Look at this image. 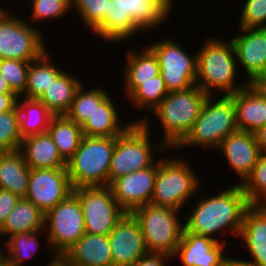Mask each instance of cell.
Segmentation results:
<instances>
[{"label":"cell","instance_id":"cell-4","mask_svg":"<svg viewBox=\"0 0 266 266\" xmlns=\"http://www.w3.org/2000/svg\"><path fill=\"white\" fill-rule=\"evenodd\" d=\"M208 95L196 84L187 90L170 91L152 110L163 128L161 142L174 149L191 131Z\"/></svg>","mask_w":266,"mask_h":266},{"label":"cell","instance_id":"cell-30","mask_svg":"<svg viewBox=\"0 0 266 266\" xmlns=\"http://www.w3.org/2000/svg\"><path fill=\"white\" fill-rule=\"evenodd\" d=\"M44 233H46L45 228L8 237L4 243H1L5 247H0V261L6 266H24V261L31 260L37 252H40L38 250L41 244L38 238L39 234Z\"/></svg>","mask_w":266,"mask_h":266},{"label":"cell","instance_id":"cell-33","mask_svg":"<svg viewBox=\"0 0 266 266\" xmlns=\"http://www.w3.org/2000/svg\"><path fill=\"white\" fill-rule=\"evenodd\" d=\"M125 56L123 81H148L160 74L158 58L149 47L139 51L130 48Z\"/></svg>","mask_w":266,"mask_h":266},{"label":"cell","instance_id":"cell-32","mask_svg":"<svg viewBox=\"0 0 266 266\" xmlns=\"http://www.w3.org/2000/svg\"><path fill=\"white\" fill-rule=\"evenodd\" d=\"M47 133L66 162L75 154L83 137L81 126L66 115H54Z\"/></svg>","mask_w":266,"mask_h":266},{"label":"cell","instance_id":"cell-2","mask_svg":"<svg viewBox=\"0 0 266 266\" xmlns=\"http://www.w3.org/2000/svg\"><path fill=\"white\" fill-rule=\"evenodd\" d=\"M173 7L169 0H109L103 23L93 35L107 43H123L143 30L166 24Z\"/></svg>","mask_w":266,"mask_h":266},{"label":"cell","instance_id":"cell-8","mask_svg":"<svg viewBox=\"0 0 266 266\" xmlns=\"http://www.w3.org/2000/svg\"><path fill=\"white\" fill-rule=\"evenodd\" d=\"M115 147V137L83 135L75 154L67 161L73 189L108 185V173Z\"/></svg>","mask_w":266,"mask_h":266},{"label":"cell","instance_id":"cell-6","mask_svg":"<svg viewBox=\"0 0 266 266\" xmlns=\"http://www.w3.org/2000/svg\"><path fill=\"white\" fill-rule=\"evenodd\" d=\"M237 130L233 98L208 96L191 131L174 150L203 147L205 150L209 148L217 151L223 139Z\"/></svg>","mask_w":266,"mask_h":266},{"label":"cell","instance_id":"cell-37","mask_svg":"<svg viewBox=\"0 0 266 266\" xmlns=\"http://www.w3.org/2000/svg\"><path fill=\"white\" fill-rule=\"evenodd\" d=\"M30 21L43 22L62 20L72 10V0H32Z\"/></svg>","mask_w":266,"mask_h":266},{"label":"cell","instance_id":"cell-12","mask_svg":"<svg viewBox=\"0 0 266 266\" xmlns=\"http://www.w3.org/2000/svg\"><path fill=\"white\" fill-rule=\"evenodd\" d=\"M157 56L166 89L187 90L196 85L197 53L194 56L171 37L147 45Z\"/></svg>","mask_w":266,"mask_h":266},{"label":"cell","instance_id":"cell-41","mask_svg":"<svg viewBox=\"0 0 266 266\" xmlns=\"http://www.w3.org/2000/svg\"><path fill=\"white\" fill-rule=\"evenodd\" d=\"M19 200L20 197L18 195L0 188V231Z\"/></svg>","mask_w":266,"mask_h":266},{"label":"cell","instance_id":"cell-23","mask_svg":"<svg viewBox=\"0 0 266 266\" xmlns=\"http://www.w3.org/2000/svg\"><path fill=\"white\" fill-rule=\"evenodd\" d=\"M109 94L81 125L82 133L89 137H118L136 120L122 124L116 101Z\"/></svg>","mask_w":266,"mask_h":266},{"label":"cell","instance_id":"cell-40","mask_svg":"<svg viewBox=\"0 0 266 266\" xmlns=\"http://www.w3.org/2000/svg\"><path fill=\"white\" fill-rule=\"evenodd\" d=\"M239 16L240 29L266 28V0H244Z\"/></svg>","mask_w":266,"mask_h":266},{"label":"cell","instance_id":"cell-48","mask_svg":"<svg viewBox=\"0 0 266 266\" xmlns=\"http://www.w3.org/2000/svg\"><path fill=\"white\" fill-rule=\"evenodd\" d=\"M55 266H74L72 264H69L62 256L57 257L56 265Z\"/></svg>","mask_w":266,"mask_h":266},{"label":"cell","instance_id":"cell-28","mask_svg":"<svg viewBox=\"0 0 266 266\" xmlns=\"http://www.w3.org/2000/svg\"><path fill=\"white\" fill-rule=\"evenodd\" d=\"M64 71L38 99L53 115H65L82 82L75 75ZM75 76V77H74Z\"/></svg>","mask_w":266,"mask_h":266},{"label":"cell","instance_id":"cell-29","mask_svg":"<svg viewBox=\"0 0 266 266\" xmlns=\"http://www.w3.org/2000/svg\"><path fill=\"white\" fill-rule=\"evenodd\" d=\"M49 53L46 50L38 59L30 62L26 90L21 97L39 99L46 89L65 71L55 63L53 64L52 56Z\"/></svg>","mask_w":266,"mask_h":266},{"label":"cell","instance_id":"cell-20","mask_svg":"<svg viewBox=\"0 0 266 266\" xmlns=\"http://www.w3.org/2000/svg\"><path fill=\"white\" fill-rule=\"evenodd\" d=\"M236 110L237 129L254 133L266 124V95L255 84L230 95Z\"/></svg>","mask_w":266,"mask_h":266},{"label":"cell","instance_id":"cell-31","mask_svg":"<svg viewBox=\"0 0 266 266\" xmlns=\"http://www.w3.org/2000/svg\"><path fill=\"white\" fill-rule=\"evenodd\" d=\"M23 98V99H22ZM19 125L22 139L46 133L53 114L38 99L18 96Z\"/></svg>","mask_w":266,"mask_h":266},{"label":"cell","instance_id":"cell-38","mask_svg":"<svg viewBox=\"0 0 266 266\" xmlns=\"http://www.w3.org/2000/svg\"><path fill=\"white\" fill-rule=\"evenodd\" d=\"M109 7V0H72V10L84 26L93 33L102 23ZM74 8V9H73Z\"/></svg>","mask_w":266,"mask_h":266},{"label":"cell","instance_id":"cell-50","mask_svg":"<svg viewBox=\"0 0 266 266\" xmlns=\"http://www.w3.org/2000/svg\"><path fill=\"white\" fill-rule=\"evenodd\" d=\"M0 266H6V265H4V264L0 261Z\"/></svg>","mask_w":266,"mask_h":266},{"label":"cell","instance_id":"cell-21","mask_svg":"<svg viewBox=\"0 0 266 266\" xmlns=\"http://www.w3.org/2000/svg\"><path fill=\"white\" fill-rule=\"evenodd\" d=\"M238 238L248 248L250 261L266 266V205H250L245 210Z\"/></svg>","mask_w":266,"mask_h":266},{"label":"cell","instance_id":"cell-11","mask_svg":"<svg viewBox=\"0 0 266 266\" xmlns=\"http://www.w3.org/2000/svg\"><path fill=\"white\" fill-rule=\"evenodd\" d=\"M0 4V59L32 62L48 48L40 28L24 17L13 14Z\"/></svg>","mask_w":266,"mask_h":266},{"label":"cell","instance_id":"cell-14","mask_svg":"<svg viewBox=\"0 0 266 266\" xmlns=\"http://www.w3.org/2000/svg\"><path fill=\"white\" fill-rule=\"evenodd\" d=\"M73 187L67 168L31 169L26 199L44 214L65 200Z\"/></svg>","mask_w":266,"mask_h":266},{"label":"cell","instance_id":"cell-10","mask_svg":"<svg viewBox=\"0 0 266 266\" xmlns=\"http://www.w3.org/2000/svg\"><path fill=\"white\" fill-rule=\"evenodd\" d=\"M46 247L53 256L61 257L85 233V221L79 198L71 193L44 216ZM53 251V252H52Z\"/></svg>","mask_w":266,"mask_h":266},{"label":"cell","instance_id":"cell-26","mask_svg":"<svg viewBox=\"0 0 266 266\" xmlns=\"http://www.w3.org/2000/svg\"><path fill=\"white\" fill-rule=\"evenodd\" d=\"M122 89L136 110H147V112L148 110L152 112L168 94L161 74L148 81H124Z\"/></svg>","mask_w":266,"mask_h":266},{"label":"cell","instance_id":"cell-17","mask_svg":"<svg viewBox=\"0 0 266 266\" xmlns=\"http://www.w3.org/2000/svg\"><path fill=\"white\" fill-rule=\"evenodd\" d=\"M239 32L238 36L230 39L237 65L247 73L248 84L256 83L266 76V28L240 29Z\"/></svg>","mask_w":266,"mask_h":266},{"label":"cell","instance_id":"cell-36","mask_svg":"<svg viewBox=\"0 0 266 266\" xmlns=\"http://www.w3.org/2000/svg\"><path fill=\"white\" fill-rule=\"evenodd\" d=\"M22 143L17 105L0 113V152L19 150Z\"/></svg>","mask_w":266,"mask_h":266},{"label":"cell","instance_id":"cell-15","mask_svg":"<svg viewBox=\"0 0 266 266\" xmlns=\"http://www.w3.org/2000/svg\"><path fill=\"white\" fill-rule=\"evenodd\" d=\"M158 167L159 159L150 167L120 176L109 184L113 197L126 213L151 203Z\"/></svg>","mask_w":266,"mask_h":266},{"label":"cell","instance_id":"cell-25","mask_svg":"<svg viewBox=\"0 0 266 266\" xmlns=\"http://www.w3.org/2000/svg\"><path fill=\"white\" fill-rule=\"evenodd\" d=\"M31 168L20 150L0 152V188L25 198Z\"/></svg>","mask_w":266,"mask_h":266},{"label":"cell","instance_id":"cell-22","mask_svg":"<svg viewBox=\"0 0 266 266\" xmlns=\"http://www.w3.org/2000/svg\"><path fill=\"white\" fill-rule=\"evenodd\" d=\"M62 257L74 266H113L108 235L85 233Z\"/></svg>","mask_w":266,"mask_h":266},{"label":"cell","instance_id":"cell-19","mask_svg":"<svg viewBox=\"0 0 266 266\" xmlns=\"http://www.w3.org/2000/svg\"><path fill=\"white\" fill-rule=\"evenodd\" d=\"M217 151L225 155L229 168L240 178L239 184L251 173L261 155L254 134L242 130L224 138Z\"/></svg>","mask_w":266,"mask_h":266},{"label":"cell","instance_id":"cell-1","mask_svg":"<svg viewBox=\"0 0 266 266\" xmlns=\"http://www.w3.org/2000/svg\"><path fill=\"white\" fill-rule=\"evenodd\" d=\"M228 187L217 194H205L204 197L200 195L201 199L198 197V203L196 202L191 214H188L189 218L183 219L188 232L225 244L228 241L220 240L218 235L222 234L224 237L229 233L239 236L245 210L250 203L239 183Z\"/></svg>","mask_w":266,"mask_h":266},{"label":"cell","instance_id":"cell-5","mask_svg":"<svg viewBox=\"0 0 266 266\" xmlns=\"http://www.w3.org/2000/svg\"><path fill=\"white\" fill-rule=\"evenodd\" d=\"M148 122V118L136 119L121 135L115 137L108 185L120 176L150 167L157 160L156 151H163L161 154L172 151L161 141L160 144H153V147Z\"/></svg>","mask_w":266,"mask_h":266},{"label":"cell","instance_id":"cell-3","mask_svg":"<svg viewBox=\"0 0 266 266\" xmlns=\"http://www.w3.org/2000/svg\"><path fill=\"white\" fill-rule=\"evenodd\" d=\"M227 41L223 37L221 39V36L217 39L207 37L201 48L196 50V84L208 96H214L217 92L220 96H230L248 84L244 81L241 85H237L239 84L236 81L239 66L232 41L230 39Z\"/></svg>","mask_w":266,"mask_h":266},{"label":"cell","instance_id":"cell-16","mask_svg":"<svg viewBox=\"0 0 266 266\" xmlns=\"http://www.w3.org/2000/svg\"><path fill=\"white\" fill-rule=\"evenodd\" d=\"M113 266H131L148 253L140 225L131 213H125L108 234Z\"/></svg>","mask_w":266,"mask_h":266},{"label":"cell","instance_id":"cell-7","mask_svg":"<svg viewBox=\"0 0 266 266\" xmlns=\"http://www.w3.org/2000/svg\"><path fill=\"white\" fill-rule=\"evenodd\" d=\"M163 156L159 158L151 204L181 211L199 192L201 180L186 158Z\"/></svg>","mask_w":266,"mask_h":266},{"label":"cell","instance_id":"cell-42","mask_svg":"<svg viewBox=\"0 0 266 266\" xmlns=\"http://www.w3.org/2000/svg\"><path fill=\"white\" fill-rule=\"evenodd\" d=\"M169 260L171 261L173 258L166 253L148 252L131 266H166L170 262Z\"/></svg>","mask_w":266,"mask_h":266},{"label":"cell","instance_id":"cell-24","mask_svg":"<svg viewBox=\"0 0 266 266\" xmlns=\"http://www.w3.org/2000/svg\"><path fill=\"white\" fill-rule=\"evenodd\" d=\"M19 150L31 169L66 168L67 162L47 132L22 139Z\"/></svg>","mask_w":266,"mask_h":266},{"label":"cell","instance_id":"cell-27","mask_svg":"<svg viewBox=\"0 0 266 266\" xmlns=\"http://www.w3.org/2000/svg\"><path fill=\"white\" fill-rule=\"evenodd\" d=\"M44 216L45 214L31 201L20 198L8 215L0 231V237L6 239L15 234L44 229Z\"/></svg>","mask_w":266,"mask_h":266},{"label":"cell","instance_id":"cell-43","mask_svg":"<svg viewBox=\"0 0 266 266\" xmlns=\"http://www.w3.org/2000/svg\"><path fill=\"white\" fill-rule=\"evenodd\" d=\"M15 93H0V113L12 110L17 105Z\"/></svg>","mask_w":266,"mask_h":266},{"label":"cell","instance_id":"cell-46","mask_svg":"<svg viewBox=\"0 0 266 266\" xmlns=\"http://www.w3.org/2000/svg\"><path fill=\"white\" fill-rule=\"evenodd\" d=\"M0 93H14L10 89L7 81L2 77L1 74H0Z\"/></svg>","mask_w":266,"mask_h":266},{"label":"cell","instance_id":"cell-49","mask_svg":"<svg viewBox=\"0 0 266 266\" xmlns=\"http://www.w3.org/2000/svg\"><path fill=\"white\" fill-rule=\"evenodd\" d=\"M56 260H57V257L53 256V258H51V260L49 261L48 265H46V266H55L56 265Z\"/></svg>","mask_w":266,"mask_h":266},{"label":"cell","instance_id":"cell-47","mask_svg":"<svg viewBox=\"0 0 266 266\" xmlns=\"http://www.w3.org/2000/svg\"><path fill=\"white\" fill-rule=\"evenodd\" d=\"M255 84H256V85L262 90V92L266 95V76L260 78Z\"/></svg>","mask_w":266,"mask_h":266},{"label":"cell","instance_id":"cell-45","mask_svg":"<svg viewBox=\"0 0 266 266\" xmlns=\"http://www.w3.org/2000/svg\"><path fill=\"white\" fill-rule=\"evenodd\" d=\"M224 266H259V265L248 260L246 261L242 258L235 259L233 257H227Z\"/></svg>","mask_w":266,"mask_h":266},{"label":"cell","instance_id":"cell-13","mask_svg":"<svg viewBox=\"0 0 266 266\" xmlns=\"http://www.w3.org/2000/svg\"><path fill=\"white\" fill-rule=\"evenodd\" d=\"M73 193L81 203L87 234L108 235L126 213L109 185L78 187Z\"/></svg>","mask_w":266,"mask_h":266},{"label":"cell","instance_id":"cell-18","mask_svg":"<svg viewBox=\"0 0 266 266\" xmlns=\"http://www.w3.org/2000/svg\"><path fill=\"white\" fill-rule=\"evenodd\" d=\"M225 243H219L209 237L188 232L185 228L174 259H179L183 266H224L227 256L224 254Z\"/></svg>","mask_w":266,"mask_h":266},{"label":"cell","instance_id":"cell-35","mask_svg":"<svg viewBox=\"0 0 266 266\" xmlns=\"http://www.w3.org/2000/svg\"><path fill=\"white\" fill-rule=\"evenodd\" d=\"M250 205H266V154H261L251 173L240 184Z\"/></svg>","mask_w":266,"mask_h":266},{"label":"cell","instance_id":"cell-34","mask_svg":"<svg viewBox=\"0 0 266 266\" xmlns=\"http://www.w3.org/2000/svg\"><path fill=\"white\" fill-rule=\"evenodd\" d=\"M89 89V90H88ZM85 89L84 84L77 89L69 111L65 114L70 120L82 125L110 93L102 87Z\"/></svg>","mask_w":266,"mask_h":266},{"label":"cell","instance_id":"cell-9","mask_svg":"<svg viewBox=\"0 0 266 266\" xmlns=\"http://www.w3.org/2000/svg\"><path fill=\"white\" fill-rule=\"evenodd\" d=\"M180 213L151 203L131 212L140 225L148 252L175 254L185 228Z\"/></svg>","mask_w":266,"mask_h":266},{"label":"cell","instance_id":"cell-44","mask_svg":"<svg viewBox=\"0 0 266 266\" xmlns=\"http://www.w3.org/2000/svg\"><path fill=\"white\" fill-rule=\"evenodd\" d=\"M253 134L261 154H266V124L257 129Z\"/></svg>","mask_w":266,"mask_h":266},{"label":"cell","instance_id":"cell-39","mask_svg":"<svg viewBox=\"0 0 266 266\" xmlns=\"http://www.w3.org/2000/svg\"><path fill=\"white\" fill-rule=\"evenodd\" d=\"M29 66L28 61L0 59V74L17 96H21L26 90Z\"/></svg>","mask_w":266,"mask_h":266}]
</instances>
